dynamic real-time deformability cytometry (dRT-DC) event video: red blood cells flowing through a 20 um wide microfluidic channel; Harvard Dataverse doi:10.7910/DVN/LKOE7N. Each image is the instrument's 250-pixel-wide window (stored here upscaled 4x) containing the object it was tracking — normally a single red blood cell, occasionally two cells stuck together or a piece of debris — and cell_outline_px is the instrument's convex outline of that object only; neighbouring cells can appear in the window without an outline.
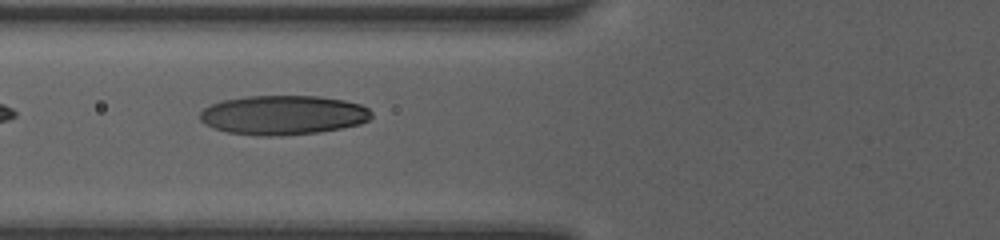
{"species": "human", "species_latin": "Homo sapiens", "temperature_condition": "room temperature", "stored_images_in_passage": 14, "camera_frame_rate_fps": 3000, "um_per_image_px": 0.085, "donor": {"sex": "female"}, "frame": {"image": 1, "passage_image": 4, "time_ms": 3.333, "image_size_px": [1000, 240], "cell_outline_px": [[372, 116], [368, 120], [360, 124], [320, 132], [284, 136], [260, 136], [228, 132], [212, 128], [204, 124], [200, 120], [200, 112], [204, 108], [212, 104], [224, 100], [248, 96], [320, 96], [344, 100], [360, 104], [368, 108], [372, 112]], "centroid_in_image_um": [24.07, 9.78], "position_along_channel_um": 101.7, "area_um2": 39.54}}
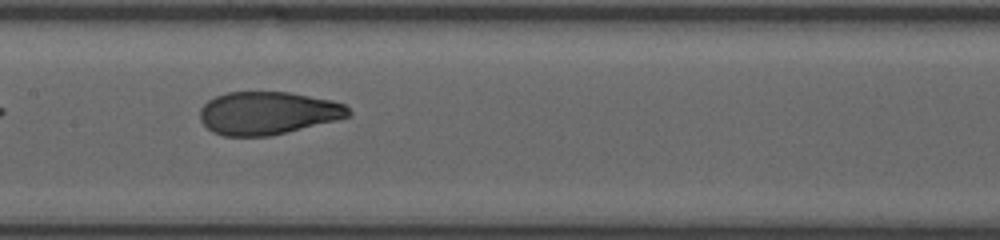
{"frame": {"image": 2, "passage_image": 6, "time_ms": 5.333, "image_size_px": [1000, 240], "cell_outline_px": [[352, 116], [336, 120], [268, 136], [224, 136], [212, 132], [200, 120], [200, 108], [208, 100], [216, 96], [228, 92], [288, 92], [332, 100], [344, 104], [352, 112]], "centroid_in_image_um": [22.75, 9.6], "position_along_channel_um": 184.6, "area_um2": 36.99}}
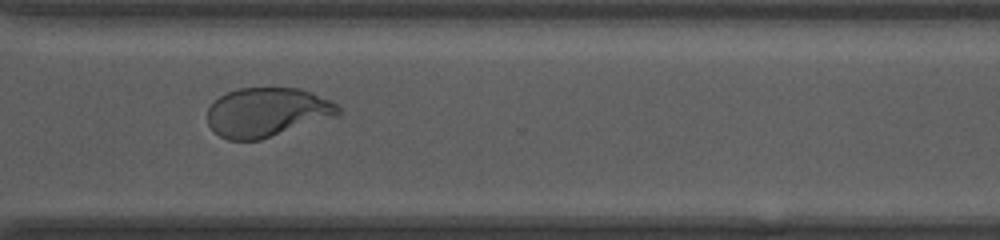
{"frame": {"image": 3, "passage_image": 10, "time_ms": 9.333, "image_size_px": [1000, 240], "cell_outline_px": [[340, 116], [260, 140], [228, 140], [220, 136], [208, 124], [208, 108], [220, 96], [236, 88], [300, 88], [312, 92], [332, 100], [340, 108]], "centroid_in_image_um": [22.75, 9.54], "position_along_channel_um": 347.8, "area_um2": 37.74}, "authors_computed_cell_mechanics": {"area_um2": 39.1306, "velocity_mm_per_s": 4.0902, "shape_relaxation_time_tau1_ms": 4.5036, "shape_relaxation_time_tau2_ms": 0.0025, "deformation_change_tau1": 0.178, "deformation_change_tau2": 0.0546}}